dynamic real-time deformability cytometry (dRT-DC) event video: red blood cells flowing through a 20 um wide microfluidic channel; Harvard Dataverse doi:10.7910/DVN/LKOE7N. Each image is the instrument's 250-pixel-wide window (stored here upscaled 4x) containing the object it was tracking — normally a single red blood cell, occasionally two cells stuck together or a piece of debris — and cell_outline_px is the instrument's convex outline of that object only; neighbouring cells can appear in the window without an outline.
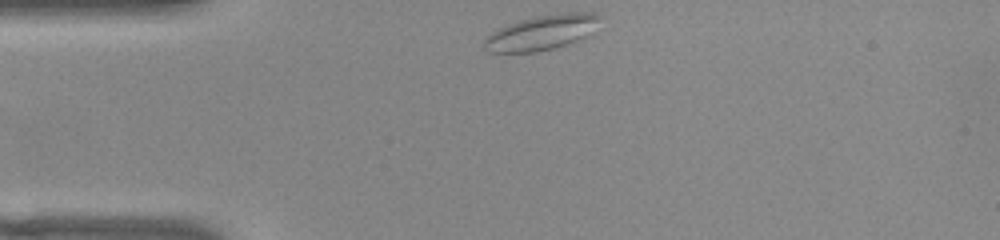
{"species": "common noctule bat (a hibernating species)", "species_latin": "Nyctalus noctula", "temperature_condition": "warm", "stored_images_in_passage": 35, "camera_frame_rate_fps": 3000, "um_per_image_px": 0.085, "animal": {"sex": "female", "body_mass_g": 22.0, "forearm_length_mm": 56.7}, "frame": {"image": 1, "passage_image": 1, "time_ms": 0.0, "image_size_px": [1000, 240], "cell_outline_px": [[600, 16], [592, 36], [580, 40], [552, 48], [536, 52], [488, 52], [484, 48], [484, 40], [492, 32], [500, 28], [520, 20], [536, 16], [572, 12], [596, 12]], "centroid_in_image_um": [46.1, 2.77], "position_along_channel_um": 38.9, "area_um2": 23.47}}
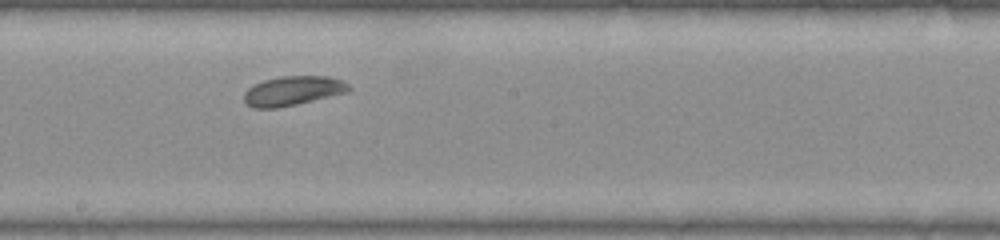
{"frame": {"image": 2, "passage_image": 18, "time_ms": 5.667, "image_size_px": [1000, 240], "cell_outline_px": [[352, 88], [348, 92], [296, 104], [276, 108], [252, 108], [244, 104], [244, 92], [248, 88], [264, 80], [280, 76], [332, 76], [344, 80]], "centroid_in_image_um": [24.9, 7.71], "position_along_channel_um": 223.3, "area_um2": 18.09}}
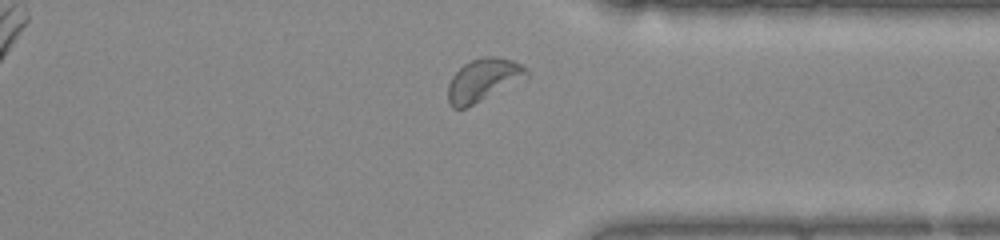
{"frame": {"image": 3, "passage_image": 30, "time_ms": 9.667, "image_size_px": [1000, 240], "cell_outline_px": [[528, 76], [464, 108], [452, 108], [448, 104], [448, 84], [452, 76], [464, 64], [472, 60], [484, 56], [496, 56], [512, 60], [528, 68]], "centroid_in_image_um": [41.04, 6.77], "position_along_channel_um": 370.4, "area_um2": 19.02}, "authors_computed_cell_mechanics": {"area_um2": 18.0336, "velocity_mm_per_s": 3.731, "shape_relaxation_time_tau1_ms": null, "shape_relaxation_time_tau2_ms": 3.3648, "deformation_change_tau1": null, "deformation_change_tau2": 0.0514}}